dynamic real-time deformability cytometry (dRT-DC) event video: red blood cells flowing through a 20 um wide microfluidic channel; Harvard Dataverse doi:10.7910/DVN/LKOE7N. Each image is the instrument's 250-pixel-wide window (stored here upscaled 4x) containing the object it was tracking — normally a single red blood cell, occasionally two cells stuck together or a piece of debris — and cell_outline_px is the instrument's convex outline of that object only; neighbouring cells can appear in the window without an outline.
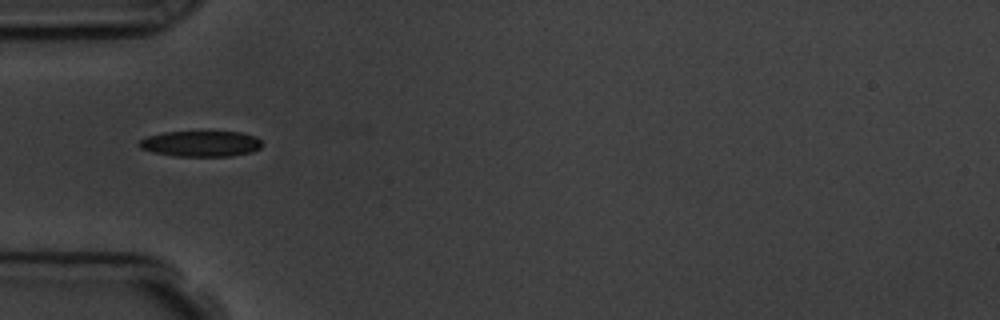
{"species": "common noctule bat (a hibernating species)", "species_latin": "Nyctalus noctula", "temperature_condition": "room temperature", "stored_images_in_passage": 2, "camera_frame_rate_fps": 3000, "um_per_image_px": 0.085, "animal": {"sex": "male", "body_mass_g": 19.5, "forearm_length_mm": 54.6}, "frame": {"image": 1, "passage_image": 1, "time_ms": 0.0, "image_size_px": [1000, 320], "cell_outline_px": [[264, 144], [260, 148], [252, 152], [232, 156], [176, 156], [152, 152], [140, 148], [136, 144], [140, 140], [148, 136], [164, 132], [240, 132], [256, 136]], "centroid_in_image_um": [17.08, 12.22], "position_along_channel_um": 67.9, "area_um2": 18.55}}